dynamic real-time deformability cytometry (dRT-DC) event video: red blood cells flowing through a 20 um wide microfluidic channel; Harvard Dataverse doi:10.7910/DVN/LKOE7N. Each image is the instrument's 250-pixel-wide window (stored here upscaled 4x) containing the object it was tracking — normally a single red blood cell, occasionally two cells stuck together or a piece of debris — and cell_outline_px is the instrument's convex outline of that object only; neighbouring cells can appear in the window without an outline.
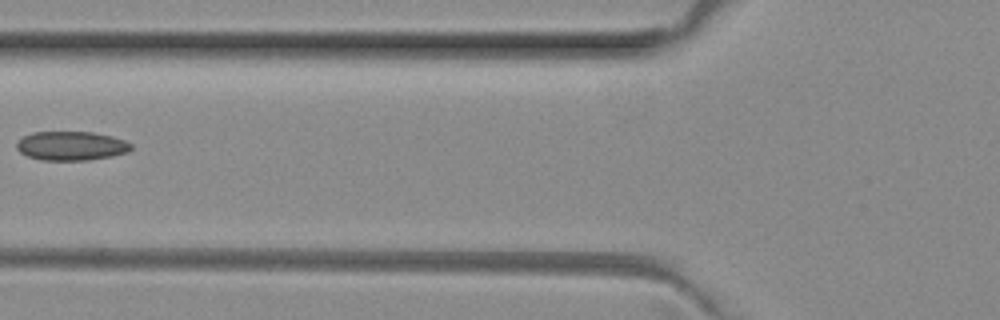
{"species": "common noctule bat (a hibernating species)", "species_latin": "Nyctalus noctula", "temperature_condition": "room temperature", "stored_images_in_passage": 6, "camera_frame_rate_fps": 3000, "um_per_image_px": 0.085, "animal": {"sex": "female", "body_mass_g": 29.2, "forearm_length_mm": 56.3}, "frame": {"image": 1, "passage_image": 5, "time_ms": 1.333, "image_size_px": [1000, 320], "cell_outline_px": [[132, 148], [128, 152], [112, 156], [88, 160], [40, 160], [28, 156], [20, 152], [16, 148], [16, 144], [24, 136], [32, 132], [92, 132], [112, 136], [124, 140], [132, 144]], "centroid_in_image_um": [6.07, 12.4], "position_along_channel_um": 119.7, "area_um2": 19.36}}
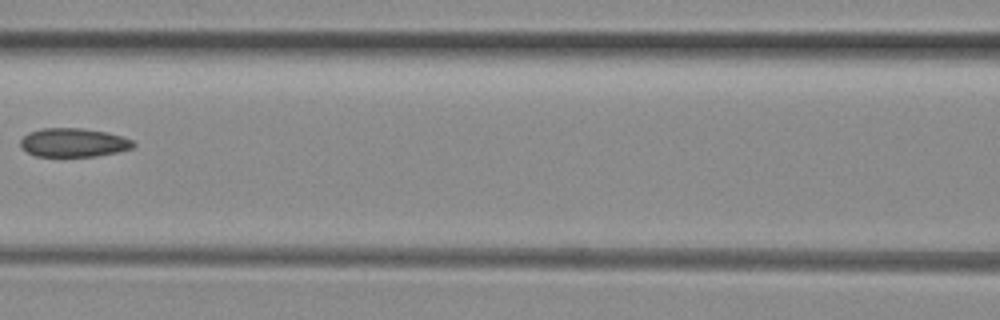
{"frame": {"image": 2, "passage_image": 6, "time_ms": 1.667, "image_size_px": [1000, 320], "cell_outline_px": [[136, 144], [132, 148], [116, 152], [96, 156], [36, 156], [20, 148], [20, 140], [28, 132], [40, 128], [80, 128], [108, 132], [132, 140]], "centroid_in_image_um": [6.21, 12.11], "position_along_channel_um": 160.4, "area_um2": 18.9}}